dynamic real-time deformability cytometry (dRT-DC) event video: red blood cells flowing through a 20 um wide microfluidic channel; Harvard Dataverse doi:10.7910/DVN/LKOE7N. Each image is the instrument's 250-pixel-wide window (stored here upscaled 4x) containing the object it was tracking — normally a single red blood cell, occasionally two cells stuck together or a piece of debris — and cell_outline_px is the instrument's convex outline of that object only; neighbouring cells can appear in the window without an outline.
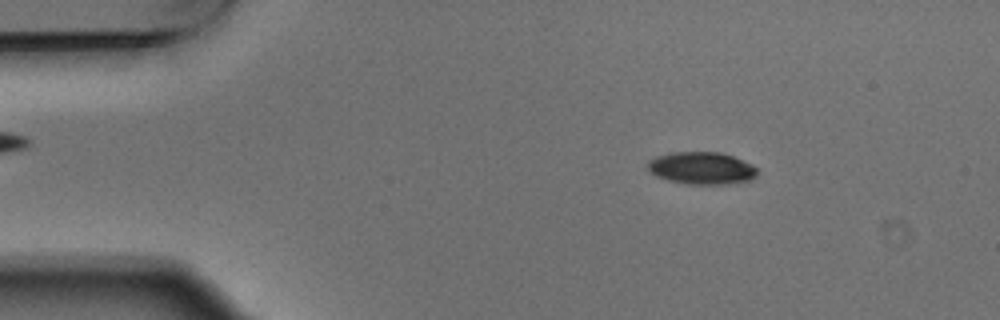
{"species": "Egyptian fruit bat (a non-hibernating species)", "species_latin": "Rousettus aegyptiacus", "temperature_condition": "warm", "stored_images_in_passage": 4, "camera_frame_rate_fps": 3000, "um_per_image_px": 0.085, "animal": {"sex": "male"}, "frame": {"image": 1, "passage_image": 2, "time_ms": 0.333, "image_size_px": [1000, 320], "cell_outline_px": [[756, 176], [752, 180], [728, 184], [688, 184], [668, 180], [656, 176], [648, 168], [648, 160], [656, 156], [668, 152], [720, 152], [732, 156], [752, 164], [756, 168]], "centroid_in_image_um": [59.63, 14.29], "position_along_channel_um": 25.4, "area_um2": 20.69}}